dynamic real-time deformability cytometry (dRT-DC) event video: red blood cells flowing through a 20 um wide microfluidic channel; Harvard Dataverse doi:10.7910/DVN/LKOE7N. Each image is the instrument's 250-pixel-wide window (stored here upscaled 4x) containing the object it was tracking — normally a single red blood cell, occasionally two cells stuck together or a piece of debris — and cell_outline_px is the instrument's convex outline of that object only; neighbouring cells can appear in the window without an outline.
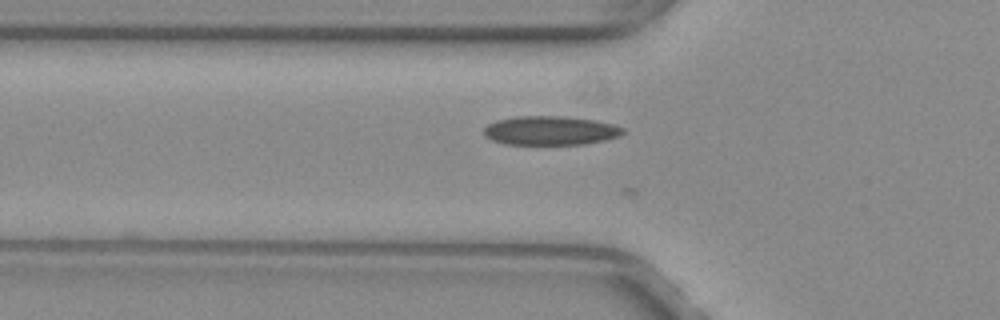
{"species": "common noctule bat (a hibernating species)", "species_latin": "Nyctalus noctula", "temperature_condition": "warm", "stored_images_in_passage": 15, "camera_frame_rate_fps": 3000, "um_per_image_px": 0.085, "animal": {"sex": "female", "body_mass_g": 29.2, "forearm_length_mm": 56.3}, "frame": {"image": 1, "passage_image": 6, "time_ms": 1.667, "image_size_px": [1000, 320], "cell_outline_px": [[624, 132], [620, 136], [604, 140], [584, 144], [508, 144], [492, 140], [484, 136], [484, 128], [488, 124], [496, 120], [516, 116], [564, 116], [596, 120], [612, 124], [624, 128]], "centroid_in_image_um": [46.78, 11.09], "position_along_channel_um": 79.0, "area_um2": 23.52}}
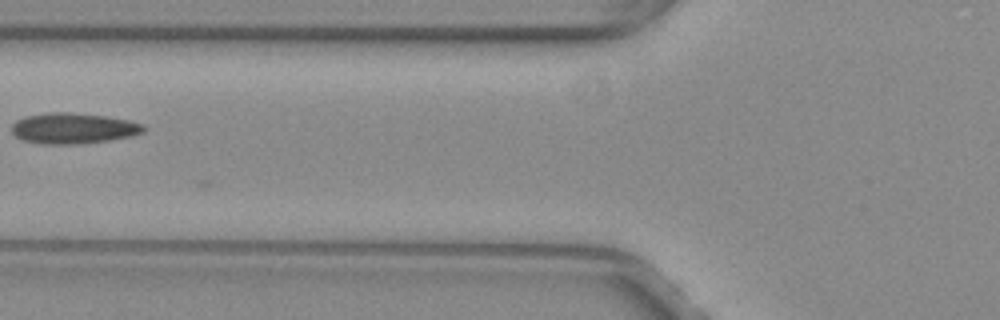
{"frame": {"image": 2, "passage_image": 9, "time_ms": 2.667, "image_size_px": [1000, 320], "cell_outline_px": [[144, 132], [132, 136], [108, 140], [76, 144], [40, 144], [24, 140], [16, 136], [12, 132], [12, 124], [16, 120], [24, 116], [48, 112], [68, 112], [104, 116], [128, 120], [144, 124]], "centroid_in_image_um": [6.21, 10.9], "position_along_channel_um": 119.6, "area_um2": 23.58}}